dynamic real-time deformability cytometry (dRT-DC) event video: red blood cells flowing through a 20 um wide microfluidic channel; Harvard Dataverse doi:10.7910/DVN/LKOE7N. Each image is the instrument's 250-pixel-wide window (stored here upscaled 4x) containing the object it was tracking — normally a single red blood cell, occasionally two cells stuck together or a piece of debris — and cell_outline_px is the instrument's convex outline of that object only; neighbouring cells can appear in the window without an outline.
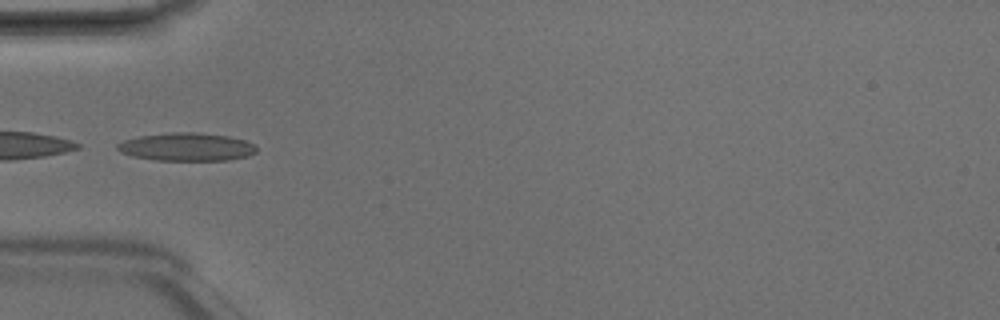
{"species": "Egyptian fruit bat (a non-hibernating species)", "species_latin": "Rousettus aegyptiacus", "temperature_condition": "room temperature", "stored_images_in_passage": 3, "camera_frame_rate_fps": 3000, "um_per_image_px": 0.085, "animal": {"sex": "male"}, "frame": {"image": 1, "passage_image": 3, "time_ms": 0.667, "image_size_px": [1000, 320], "cell_outline_px": [[256, 152], [248, 156], [228, 160], [156, 160], [132, 156], [120, 152], [116, 148], [116, 144], [124, 140], [140, 136], [172, 132], [196, 132], [228, 136], [244, 140], [252, 144], [256, 148]], "centroid_in_image_um": [15.84, 12.48], "position_along_channel_um": 69.2, "area_um2": 22.66}}